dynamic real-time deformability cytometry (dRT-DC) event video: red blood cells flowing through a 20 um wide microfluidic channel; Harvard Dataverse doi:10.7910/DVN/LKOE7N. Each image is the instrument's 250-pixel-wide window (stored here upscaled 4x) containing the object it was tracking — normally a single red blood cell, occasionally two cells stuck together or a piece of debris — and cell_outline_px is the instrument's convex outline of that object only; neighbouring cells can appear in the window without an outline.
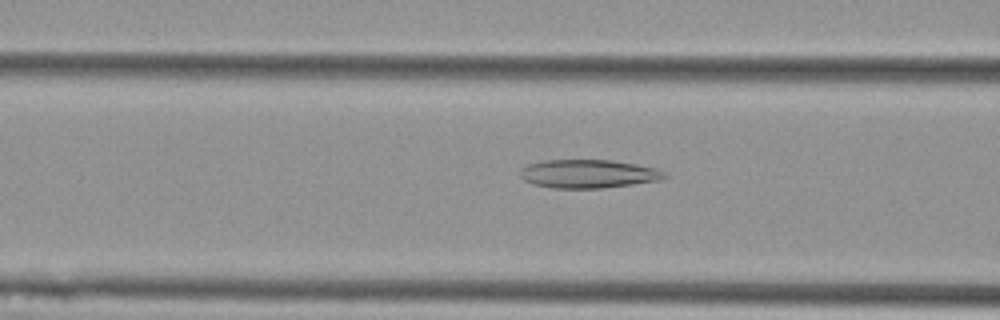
{"species": "Egyptian fruit bat (a non-hibernating species)", "species_latin": "Rousettus aegyptiacus", "temperature_condition": "cold", "stored_images_in_passage": 39, "camera_frame_rate_fps": 3000, "um_per_image_px": 0.085, "animal": {"sex": "female"}, "frame": {"image": 1, "passage_image": 5, "time_ms": 1.333, "image_size_px": [1000, 320], "cell_outline_px": [[668, 176], [660, 180], [632, 184], [600, 188], [552, 188], [532, 184], [524, 180], [520, 176], [520, 168], [528, 164], [544, 160], [612, 160], [636, 164], [656, 168], [664, 172]], "centroid_in_image_um": [49.98, 14.77], "position_along_channel_um": 116.6, "area_um2": 23.99}}
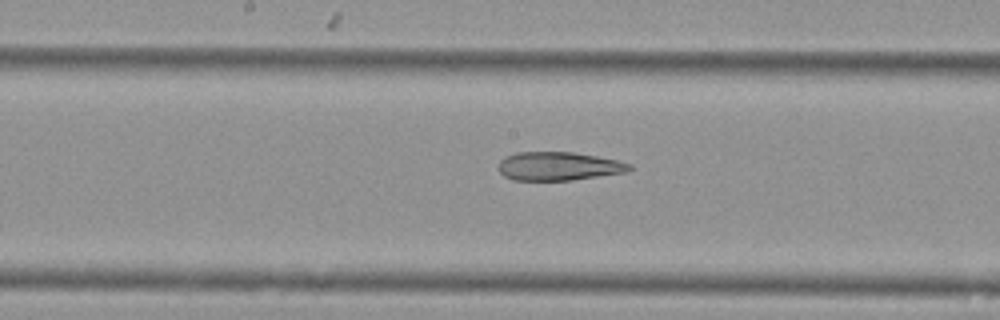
{"frame": {"image": 2, "passage_image": 12, "time_ms": 3.667, "image_size_px": [1000, 320], "cell_outline_px": [[632, 168], [628, 172], [572, 180], [512, 180], [504, 176], [500, 172], [500, 160], [504, 156], [516, 152], [572, 152], [596, 156], [616, 160], [632, 164]], "centroid_in_image_um": [47.48, 14.13], "position_along_channel_um": 200.7, "area_um2": 21.79}}
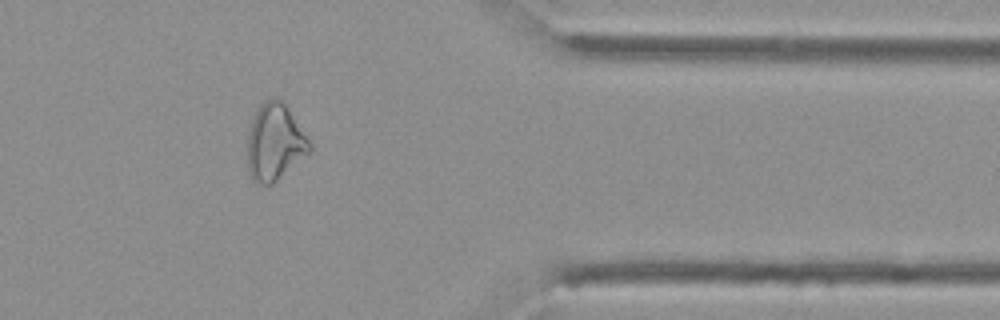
{"frame": {"image": 3, "passage_image": 29, "time_ms": 9.333, "image_size_px": [1000, 320], "cell_outline_px": [[312, 152], [272, 184], [256, 184], [252, 180], [248, 172], [248, 132], [252, 120], [260, 104], [272, 96], [276, 96], [288, 108], [312, 144]], "centroid_in_image_um": [23.37, 12.11], "position_along_channel_um": 388.0, "area_um2": 27.92}, "authors_computed_cell_mechanics": {"area_um2": 23.987, "velocity_mm_per_s": 3.6098, "shape_relaxation_time_tau1_ms": null, "shape_relaxation_time_tau2_ms": 7.0145, "deformation_change_tau1": null, "deformation_change_tau2": 0.1781}}